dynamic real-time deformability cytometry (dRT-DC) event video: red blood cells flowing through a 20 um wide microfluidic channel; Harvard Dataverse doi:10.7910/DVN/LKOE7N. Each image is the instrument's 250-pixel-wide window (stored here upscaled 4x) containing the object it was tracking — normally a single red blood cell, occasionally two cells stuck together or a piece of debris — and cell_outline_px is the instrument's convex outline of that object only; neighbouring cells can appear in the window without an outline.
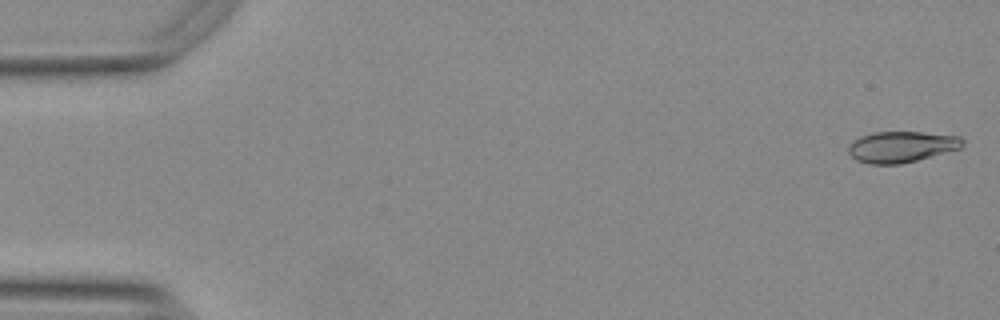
{"species": "Egyptian fruit bat (a non-hibernating species)", "species_latin": "Rousettus aegyptiacus", "temperature_condition": "warm", "stored_images_in_passage": 49, "camera_frame_rate_fps": 3000, "um_per_image_px": 0.085, "animal": {"sex": "female"}, "frame": {"image": 1, "passage_image": 1, "time_ms": 0.0, "image_size_px": [1000, 320], "cell_outline_px": [[964, 144], [960, 148], [916, 160], [900, 164], [868, 164], [856, 160], [848, 152], [848, 148], [852, 140], [860, 136], [876, 132], [920, 132], [960, 136], [964, 140]], "centroid_in_image_um": [76.6, 12.47], "position_along_channel_um": 8.4, "area_um2": 20.58}}
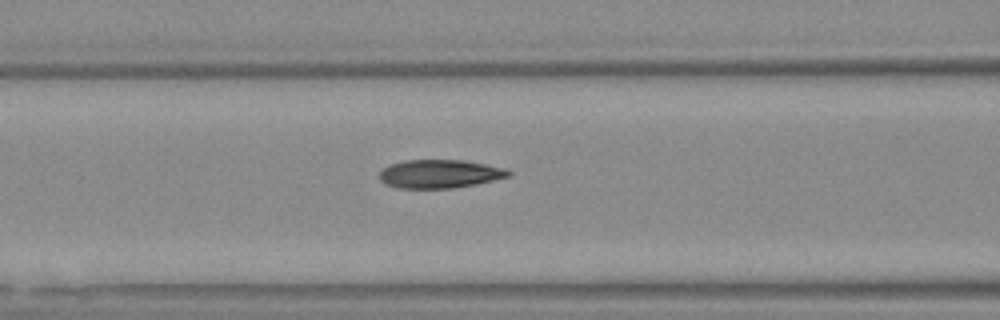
{"frame": {"image": 2, "passage_image": 22, "time_ms": 7.0, "image_size_px": [1000, 320], "cell_outline_px": [[512, 176], [476, 184], [452, 188], [400, 188], [388, 184], [380, 180], [380, 172], [384, 168], [392, 164], [404, 160], [460, 160], [484, 164], [504, 168], [512, 172]], "centroid_in_image_um": [37.41, 14.78], "position_along_channel_um": 129.2, "area_um2": 21.15}}
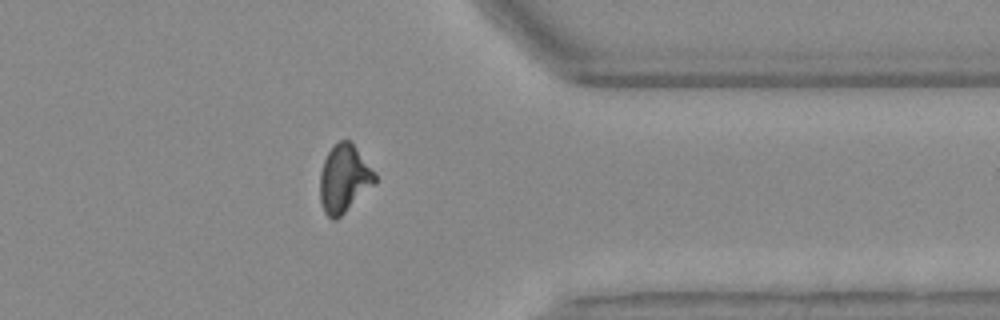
{"frame": {"image": 3, "passage_image": 43, "time_ms": 14.0, "image_size_px": [1000, 320], "cell_outline_px": [[376, 184], [336, 220], [332, 220], [324, 212], [320, 200], [320, 172], [324, 160], [328, 152], [340, 140], [348, 140], [356, 148], [376, 176]], "centroid_in_image_um": [29.23, 15.23], "position_along_channel_um": 382.2, "area_um2": 21.39}}